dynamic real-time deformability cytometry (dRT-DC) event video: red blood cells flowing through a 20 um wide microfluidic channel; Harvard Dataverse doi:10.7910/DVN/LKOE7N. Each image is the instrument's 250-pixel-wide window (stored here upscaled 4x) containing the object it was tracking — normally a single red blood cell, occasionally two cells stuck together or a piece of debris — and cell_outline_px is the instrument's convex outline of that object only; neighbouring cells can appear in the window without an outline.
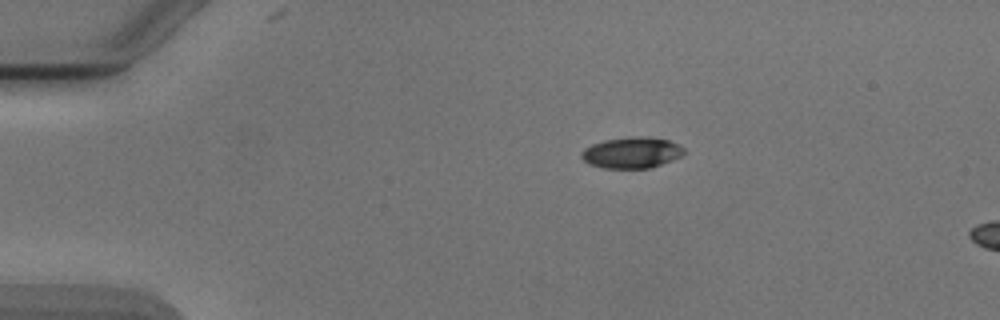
{"species": "Egyptian fruit bat (a non-hibernating species)", "species_latin": "Rousettus aegyptiacus", "temperature_condition": "cold", "stored_images_in_passage": 4, "camera_frame_rate_fps": 3000, "um_per_image_px": 0.085, "animal": {"sex": "male"}, "frame": {"image": 1, "passage_image": 2, "time_ms": 1.667, "image_size_px": [1000, 320], "cell_outline_px": [[684, 152], [680, 156], [672, 160], [648, 168], [604, 168], [588, 164], [580, 156], [580, 152], [584, 148], [592, 144], [604, 140], [636, 136], [668, 140], [680, 144], [684, 148]], "centroid_in_image_um": [53.66, 12.98], "position_along_channel_um": 31.3, "area_um2": 18.44}}